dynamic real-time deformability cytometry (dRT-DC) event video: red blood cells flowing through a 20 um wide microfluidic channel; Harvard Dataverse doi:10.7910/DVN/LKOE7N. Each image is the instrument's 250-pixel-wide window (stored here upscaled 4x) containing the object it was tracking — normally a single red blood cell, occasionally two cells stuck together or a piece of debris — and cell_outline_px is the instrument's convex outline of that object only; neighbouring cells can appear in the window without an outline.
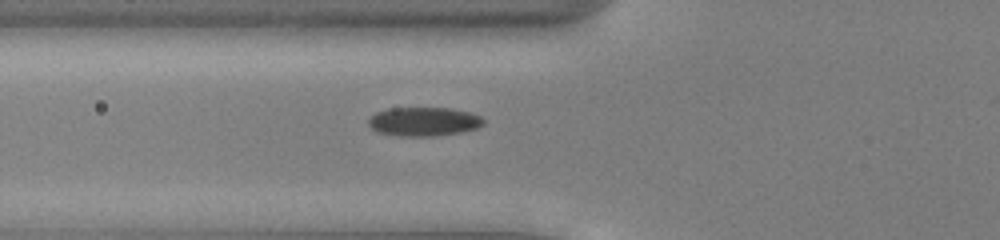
{"species": "common noctule bat (a hibernating species)", "species_latin": "Nyctalus noctula", "temperature_condition": "cold", "stored_images_in_passage": 29, "camera_frame_rate_fps": 3000, "um_per_image_px": 0.085, "animal": {"sex": "male", "body_mass_g": 13.0, "forearm_length_mm": 53.1}, "frame": {"image": 1, "passage_image": 2, "time_ms": 0.333, "image_size_px": [1000, 240], "cell_outline_px": [[484, 124], [476, 128], [460, 132], [436, 136], [400, 136], [376, 132], [368, 124], [368, 120], [376, 112], [388, 108], [448, 108], [468, 112], [480, 116], [484, 120]], "centroid_in_image_um": [36.0, 10.34], "position_along_channel_um": 89.8, "area_um2": 19.31}}
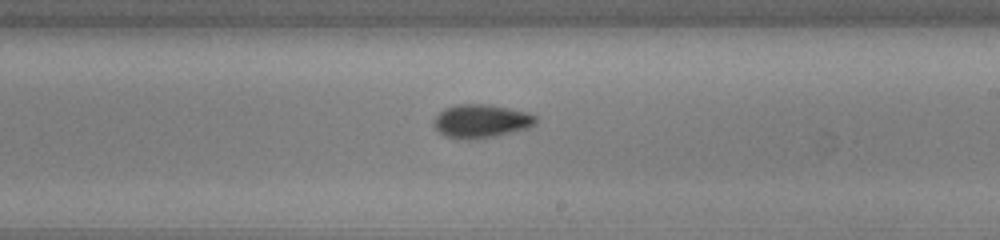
{"frame": {"image": 2, "passage_image": 14, "time_ms": 4.333, "image_size_px": [1000, 240], "cell_outline_px": [[536, 124], [528, 128], [492, 136], [444, 136], [436, 128], [436, 116], [444, 108], [456, 104], [488, 104], [528, 112], [536, 116]], "centroid_in_image_um": [40.96, 10.23], "position_along_channel_um": 248.0, "area_um2": 18.9}}
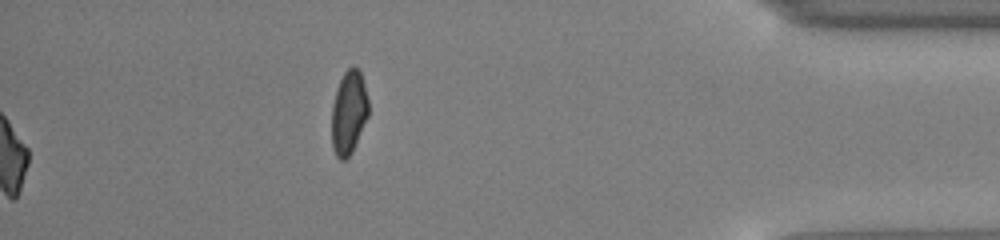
{"frame": {"image": 3, "passage_image": 29, "time_ms": 9.333, "image_size_px": [1000, 240], "cell_outline_px": [[368, 116], [352, 152], [344, 160], [340, 160], [336, 156], [332, 148], [332, 104], [336, 88], [344, 72], [352, 64], [360, 72], [364, 84], [368, 100]], "centroid_in_image_um": [29.63, 9.56], "position_along_channel_um": 405.6, "area_um2": 17.92}, "authors_computed_cell_mechanics": {"area_um2": 19.3052, "velocity_mm_per_s": 3.95, "shape_relaxation_time_tau1_ms": 4.2082, "shape_relaxation_time_tau2_ms": 2.3382, "deformation_change_tau1": 0.1117, "deformation_change_tau2": 0.0575}}